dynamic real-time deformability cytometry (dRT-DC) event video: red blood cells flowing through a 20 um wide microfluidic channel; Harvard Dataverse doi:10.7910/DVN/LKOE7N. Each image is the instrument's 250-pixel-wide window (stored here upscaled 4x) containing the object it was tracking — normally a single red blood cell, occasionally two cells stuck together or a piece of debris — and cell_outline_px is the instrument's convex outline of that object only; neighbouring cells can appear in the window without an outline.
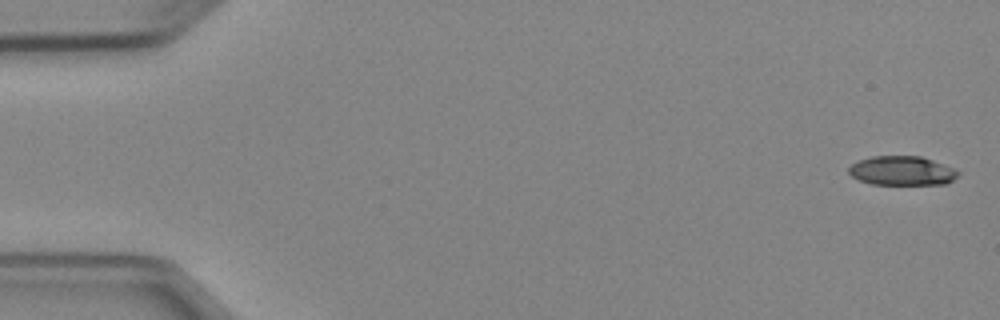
{"species": "Egyptian fruit bat (a non-hibernating species)", "species_latin": "Rousettus aegyptiacus", "temperature_condition": "cold", "stored_images_in_passage": 5, "camera_frame_rate_fps": 3000, "um_per_image_px": 0.085, "animal": {"sex": "female"}, "frame": {"image": 1, "passage_image": 1, "time_ms": 0.0, "image_size_px": [1000, 320], "cell_outline_px": [[960, 172], [948, 184], [872, 184], [860, 180], [852, 176], [848, 172], [848, 168], [852, 164], [860, 160], [872, 156], [920, 156], [932, 160], [952, 168]], "centroid_in_image_um": [76.65, 14.51], "position_along_channel_um": 8.3, "area_um2": 18.38}}
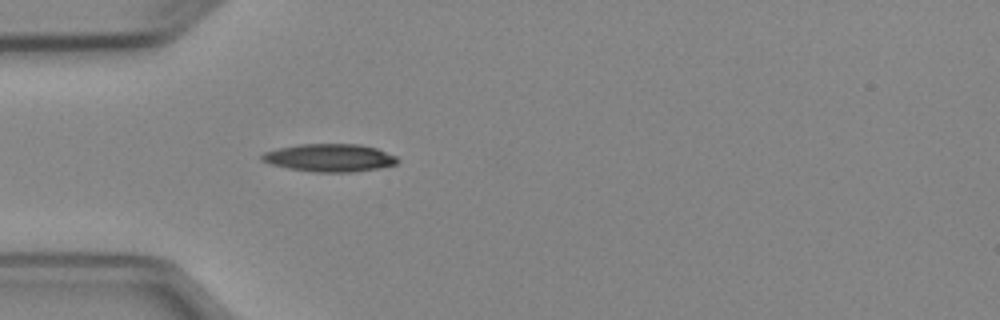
{"frame": {"image": 2, "passage_image": 5, "time_ms": 4.667, "image_size_px": [1000, 320], "cell_outline_px": [[400, 160], [396, 164], [380, 168], [352, 172], [316, 172], [288, 168], [272, 164], [260, 160], [260, 156], [264, 152], [276, 148], [300, 144], [360, 144], [376, 148], [396, 156]], "centroid_in_image_um": [28.02, 13.41], "position_along_channel_um": 57.0, "area_um2": 22.02}}